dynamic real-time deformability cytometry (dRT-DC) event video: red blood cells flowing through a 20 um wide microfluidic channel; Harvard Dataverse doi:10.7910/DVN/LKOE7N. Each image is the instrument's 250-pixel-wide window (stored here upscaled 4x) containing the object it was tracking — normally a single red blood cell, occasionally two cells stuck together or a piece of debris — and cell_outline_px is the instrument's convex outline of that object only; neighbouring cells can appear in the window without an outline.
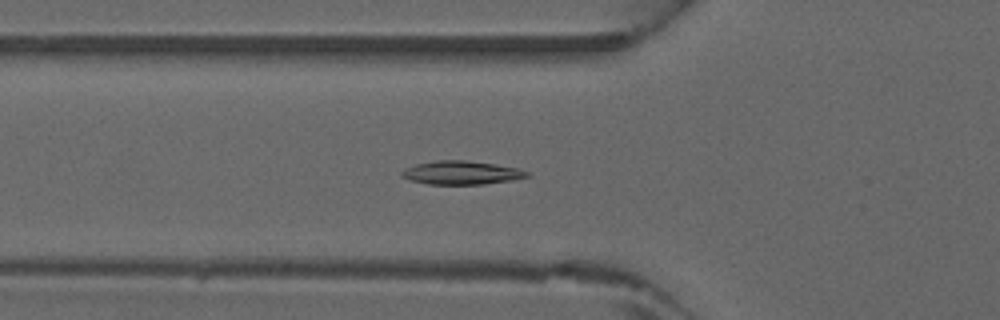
{"species": "common noctule bat (a hibernating species)", "species_latin": "Nyctalus noctula", "temperature_condition": "warm", "stored_images_in_passage": 47, "camera_frame_rate_fps": 3000, "um_per_image_px": 0.085, "animal": {"sex": "male", "forearm_length_mm": 52.5}, "frame": {"image": 1, "passage_image": 17, "time_ms": 5.333, "image_size_px": [1000, 320], "cell_outline_px": [[528, 176], [512, 180], [484, 184], [428, 184], [412, 180], [400, 176], [400, 172], [404, 168], [416, 164], [436, 160], [468, 160], [496, 164], [520, 168], [528, 172]], "centroid_in_image_um": [39.21, 14.67], "position_along_channel_um": 86.6, "area_um2": 17.22}}
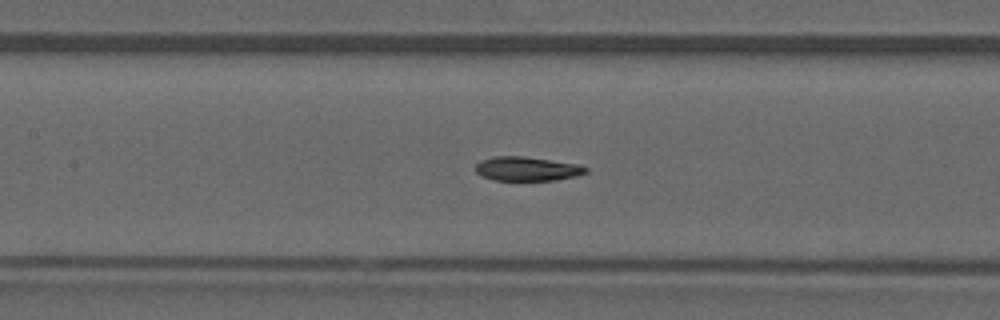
{"frame": {"image": 2, "passage_image": 22, "time_ms": 7.0, "image_size_px": [1000, 320], "cell_outline_px": [[588, 172], [576, 176], [556, 180], [496, 180], [480, 176], [476, 172], [476, 164], [480, 160], [496, 156], [524, 156], [580, 164], [588, 168]], "centroid_in_image_um": [44.81, 14.34], "position_along_channel_um": 162.6, "area_um2": 15.61}}
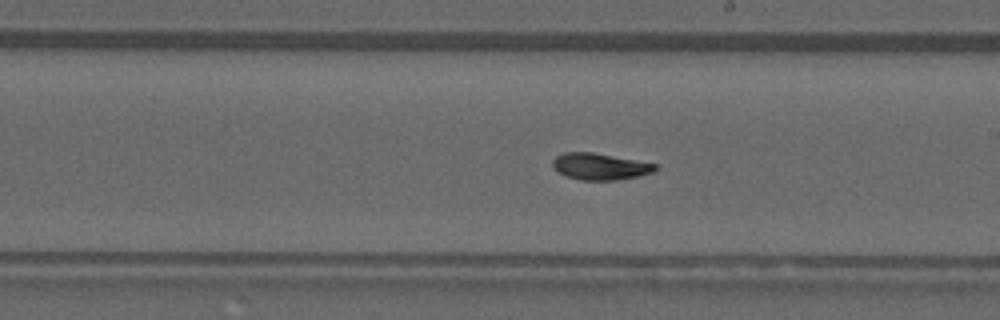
{"frame": {"image": 3, "passage_image": 27, "time_ms": 8.667, "image_size_px": [1000, 320], "cell_outline_px": [[660, 168], [652, 172], [636, 176], [616, 180], [580, 180], [564, 176], [556, 172], [552, 168], [552, 160], [556, 156], [564, 152], [592, 152], [636, 160], [656, 164]], "centroid_in_image_um": [50.94, 14.15], "position_along_channel_um": 238.1, "area_um2": 16.01}}